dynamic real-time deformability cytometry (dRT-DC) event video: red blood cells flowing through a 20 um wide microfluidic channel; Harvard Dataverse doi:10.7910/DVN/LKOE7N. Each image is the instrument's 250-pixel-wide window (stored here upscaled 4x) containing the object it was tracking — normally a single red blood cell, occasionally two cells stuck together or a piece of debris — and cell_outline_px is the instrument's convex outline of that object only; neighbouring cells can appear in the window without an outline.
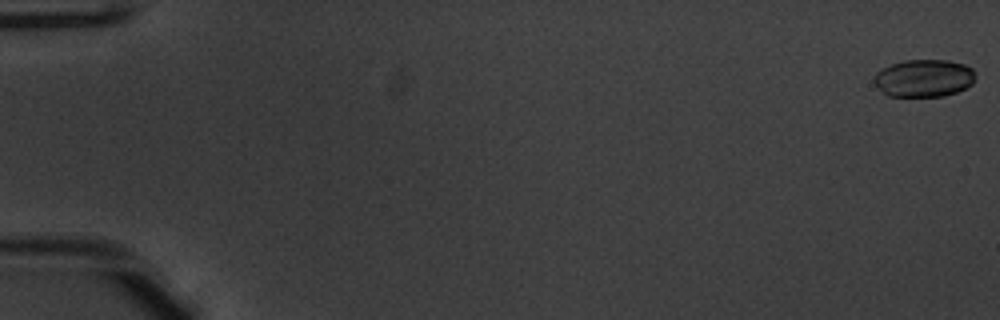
{"species": "common noctule bat (a hibernating species)", "species_latin": "Nyctalus noctula", "temperature_condition": "warm", "stored_images_in_passage": 53, "camera_frame_rate_fps": 3000, "um_per_image_px": 0.085, "animal": {"sex": "male", "body_mass_g": 20.1, "forearm_length_mm": 53.5}, "frame": {"image": 1, "passage_image": 1, "time_ms": 0.0, "image_size_px": [1000, 320], "cell_outline_px": [[976, 76], [972, 84], [956, 92], [944, 96], [888, 96], [872, 80], [876, 72], [892, 64], [904, 60], [948, 60], [964, 64], [972, 68], [976, 72]], "centroid_in_image_um": [78.56, 6.63], "position_along_channel_um": 6.4, "area_um2": 22.14}}
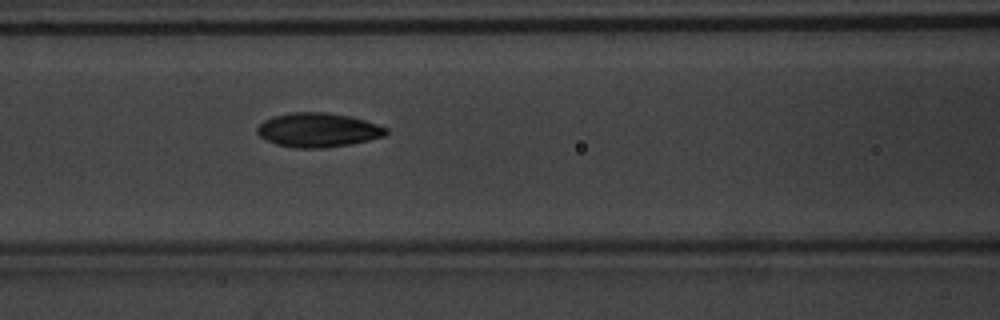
{"frame": {"image": 2, "passage_image": 24, "time_ms": 7.667, "image_size_px": [1000, 320], "cell_outline_px": [[388, 132], [384, 136], [352, 144], [324, 148], [292, 148], [276, 144], [264, 140], [256, 132], [256, 128], [264, 120], [272, 116], [292, 112], [328, 112], [352, 116], [388, 128]], "centroid_in_image_um": [27.01, 11.05], "position_along_channel_um": 139.6, "area_um2": 25.95}}
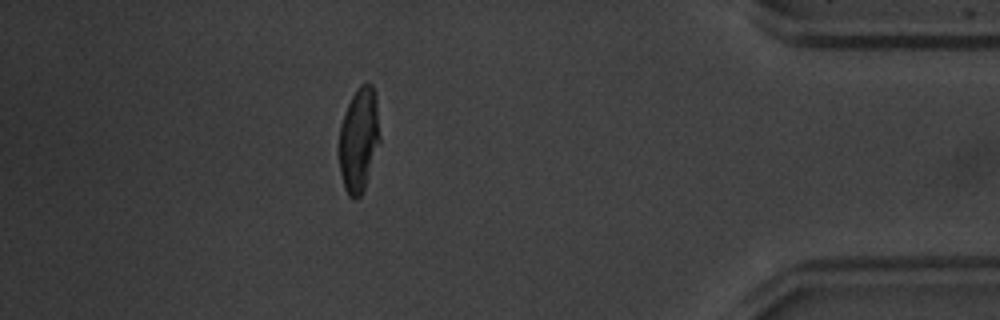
{"frame": {"image": 3, "passage_image": 47, "time_ms": 15.333, "image_size_px": [1000, 320], "cell_outline_px": [[380, 140], [364, 188], [360, 196], [356, 200], [348, 196], [344, 188], [340, 172], [340, 124], [344, 112], [352, 96], [360, 84], [372, 84], [376, 96], [380, 136]], "centroid_in_image_um": [30.5, 11.87], "position_along_channel_um": 404.7, "area_um2": 24.57}, "authors_computed_cell_mechanics": {"area_um2": 24.6228, "velocity_mm_per_s": 3.967, "shape_relaxation_time_tau1_ms": 3.3901, "shape_relaxation_time_tau2_ms": 0.8003, "deformation_change_tau1": 0.1794, "deformation_change_tau2": 0.0335}}